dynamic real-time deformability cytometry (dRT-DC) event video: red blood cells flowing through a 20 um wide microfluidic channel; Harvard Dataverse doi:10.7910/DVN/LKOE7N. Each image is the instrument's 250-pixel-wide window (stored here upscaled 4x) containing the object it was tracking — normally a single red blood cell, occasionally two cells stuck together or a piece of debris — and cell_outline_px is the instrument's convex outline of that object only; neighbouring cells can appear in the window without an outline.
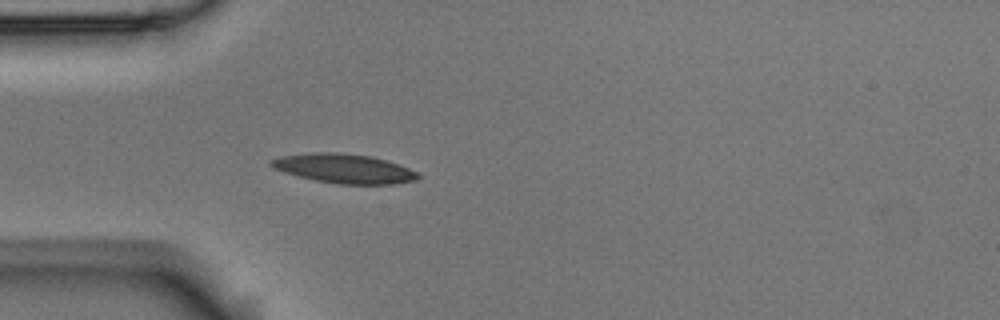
{"species": "Egyptian fruit bat (a non-hibernating species)", "species_latin": "Rousettus aegyptiacus", "temperature_condition": "room temperature", "stored_images_in_passage": 3, "camera_frame_rate_fps": 3000, "um_per_image_px": 0.085, "animal": {"sex": "male"}, "frame": {"image": 1, "passage_image": 3, "time_ms": 0.667, "image_size_px": [1000, 320], "cell_outline_px": [[420, 176], [416, 180], [396, 184], [340, 184], [316, 180], [284, 172], [272, 168], [268, 164], [268, 160], [280, 156], [308, 152], [332, 152], [372, 156], [408, 168], [416, 172]], "centroid_in_image_um": [29.19, 14.32], "position_along_channel_um": 55.8, "area_um2": 24.97}}